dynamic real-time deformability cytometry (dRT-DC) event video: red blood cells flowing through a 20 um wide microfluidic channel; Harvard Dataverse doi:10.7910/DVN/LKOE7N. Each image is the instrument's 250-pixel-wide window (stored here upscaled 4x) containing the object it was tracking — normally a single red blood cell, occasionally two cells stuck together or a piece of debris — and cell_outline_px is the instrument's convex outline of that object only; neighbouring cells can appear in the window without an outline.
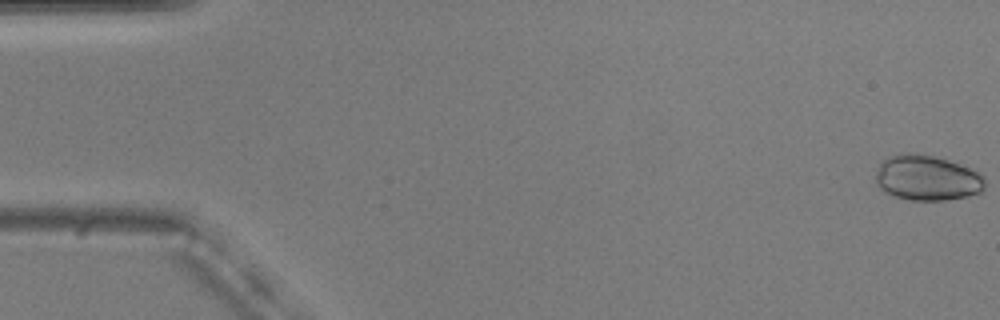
{"species": "common noctule bat (a hibernating species)", "species_latin": "Nyctalus noctula", "temperature_condition": "warm", "stored_images_in_passage": 18, "camera_frame_rate_fps": 3000, "um_per_image_px": 0.085, "animal": {"sex": "male", "body_mass_g": 20.5, "forearm_length_mm": 52.5}, "frame": {"image": 1, "passage_image": 1, "time_ms": 0.0, "image_size_px": [1000, 320], "cell_outline_px": [[984, 188], [980, 192], [968, 196], [944, 200], [912, 200], [896, 196], [884, 192], [876, 184], [876, 172], [880, 164], [888, 156], [900, 152], [916, 152], [948, 160], [968, 168], [984, 176]], "centroid_in_image_um": [78.76, 15.11], "position_along_channel_um": 6.2, "area_um2": 28.78}}